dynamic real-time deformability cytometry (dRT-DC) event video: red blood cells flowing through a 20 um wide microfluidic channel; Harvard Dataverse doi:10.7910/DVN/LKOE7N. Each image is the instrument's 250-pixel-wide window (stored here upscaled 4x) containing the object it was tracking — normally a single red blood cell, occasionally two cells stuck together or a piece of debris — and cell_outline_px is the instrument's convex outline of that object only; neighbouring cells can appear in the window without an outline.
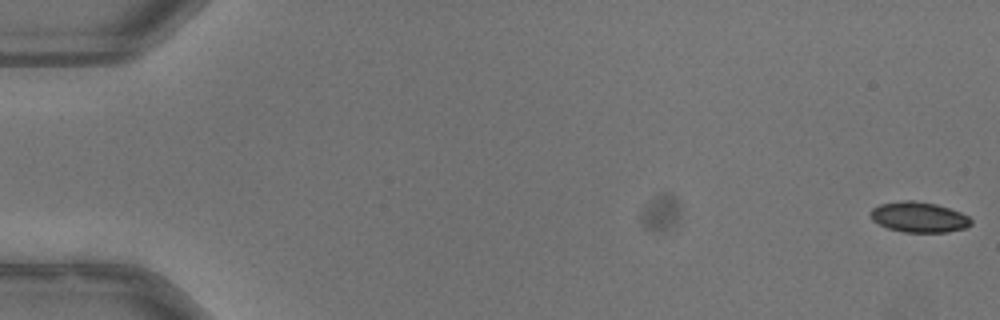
{"species": "common noctule bat (a hibernating species)", "species_latin": "Nyctalus noctula", "temperature_condition": "warm", "stored_images_in_passage": 6, "camera_frame_rate_fps": 3000, "um_per_image_px": 0.085, "animal": {"sex": "male", "body_mass_g": 13.3}, "frame": {"image": 1, "passage_image": 1, "time_ms": 0.0, "image_size_px": [1000, 320], "cell_outline_px": [[972, 224], [968, 228], [948, 232], [904, 232], [888, 228], [872, 220], [872, 208], [880, 204], [904, 200], [912, 200], [936, 204], [960, 212], [968, 216], [972, 220]], "centroid_in_image_um": [78.15, 18.46], "position_along_channel_um": 6.8, "area_um2": 17.74}}